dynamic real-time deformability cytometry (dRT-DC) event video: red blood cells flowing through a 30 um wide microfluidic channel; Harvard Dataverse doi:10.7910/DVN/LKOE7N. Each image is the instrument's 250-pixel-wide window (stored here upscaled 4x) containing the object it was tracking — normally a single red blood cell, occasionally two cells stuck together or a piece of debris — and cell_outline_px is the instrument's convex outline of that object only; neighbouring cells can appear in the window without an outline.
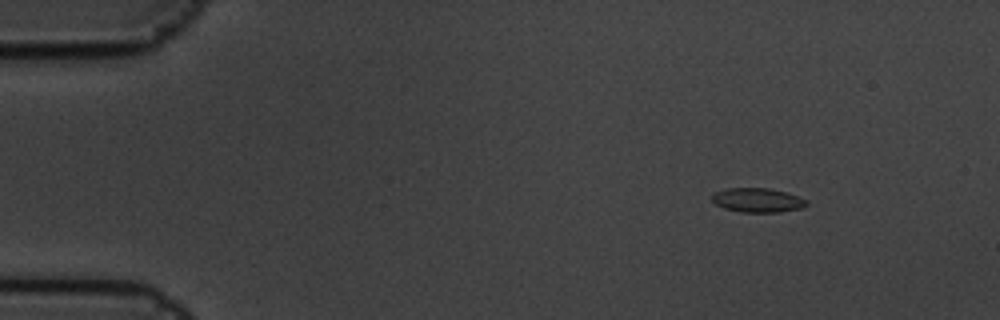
{"species": "common noctule bat (a hibernating species)", "species_latin": "Nyctalus noctula", "temperature_condition": "cold", "stored_images_in_passage": 15, "camera_frame_rate_fps": 3000, "um_per_image_px": 0.085, "animal": {"sex": "male", "body_mass_g": 19.5, "forearm_length_mm": 54.6}, "frame": {"image": 1, "passage_image": 2, "time_ms": 0.333, "image_size_px": [1000, 320], "cell_outline_px": [[808, 204], [804, 208], [780, 212], [740, 212], [724, 208], [716, 204], [712, 200], [712, 196], [716, 192], [724, 188], [768, 188], [784, 192], [808, 200]], "centroid_in_image_um": [64.41, 17.02], "position_along_channel_um": 20.6, "area_um2": 13.35}}
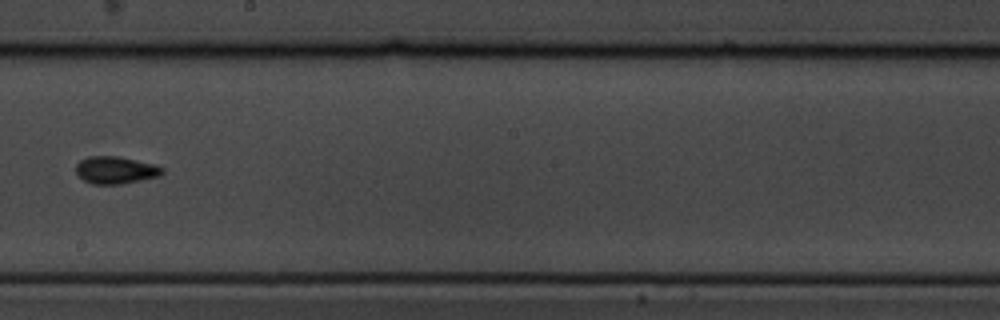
{"frame": {"image": 2, "passage_image": 9, "time_ms": 2.667, "image_size_px": [1000, 320], "cell_outline_px": [[164, 172], [160, 176], [120, 184], [92, 184], [84, 180], [76, 172], [76, 164], [80, 160], [88, 156], [120, 156], [152, 164], [164, 168]], "centroid_in_image_um": [9.82, 14.45], "position_along_channel_um": 238.4, "area_um2": 13.7}}
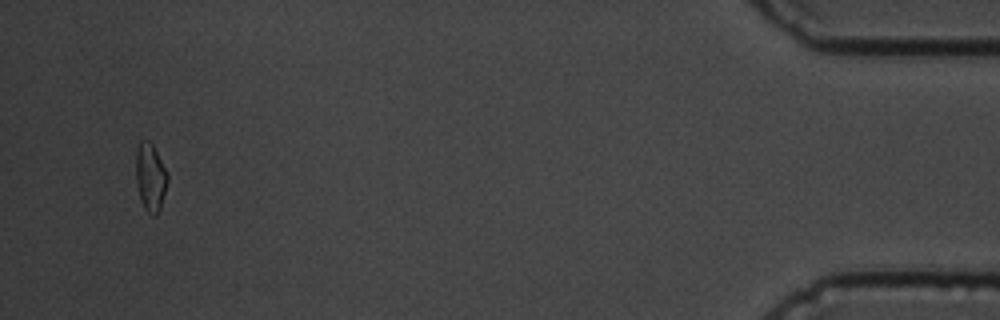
{"frame": {"image": 3, "passage_image": 15, "time_ms": 4.667, "image_size_px": [1000, 320], "cell_outline_px": [[168, 180], [160, 208], [156, 216], [152, 216], [144, 208], [140, 200], [136, 184], [136, 148], [140, 140], [148, 140], [152, 144], [168, 172]], "centroid_in_image_um": [12.77, 15.06], "position_along_channel_um": 422.4, "area_um2": 12.66}}